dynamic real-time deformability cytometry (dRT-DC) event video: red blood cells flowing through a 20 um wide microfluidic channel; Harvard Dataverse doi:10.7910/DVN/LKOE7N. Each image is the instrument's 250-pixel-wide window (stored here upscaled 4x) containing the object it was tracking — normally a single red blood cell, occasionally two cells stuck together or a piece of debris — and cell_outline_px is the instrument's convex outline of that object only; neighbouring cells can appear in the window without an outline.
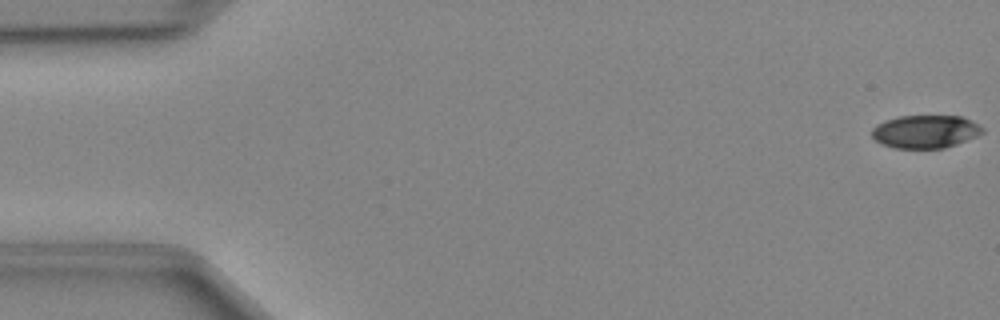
{"species": "Egyptian fruit bat (a non-hibernating species)", "species_latin": "Rousettus aegyptiacus", "temperature_condition": "cold", "stored_images_in_passage": 49, "camera_frame_rate_fps": 3000, "um_per_image_px": 0.085, "animal": {"sex": "female"}, "frame": {"image": 1, "passage_image": 1, "time_ms": 0.0, "image_size_px": [1000, 320], "cell_outline_px": [[984, 132], [976, 136], [956, 144], [944, 148], [892, 148], [880, 144], [872, 136], [872, 128], [876, 124], [884, 120], [900, 116], [960, 116], [972, 120], [984, 128]], "centroid_in_image_um": [78.64, 11.18], "position_along_channel_um": 6.4, "area_um2": 21.39}}
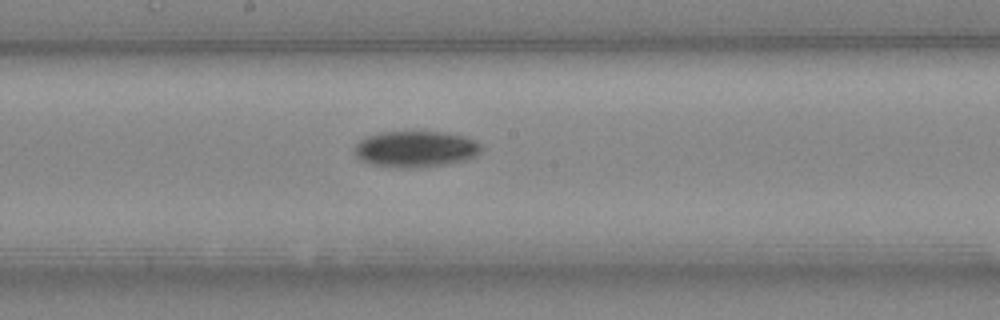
{"frame": {"image": 2, "passage_image": 26, "time_ms": 8.333, "image_size_px": [1000, 320], "cell_outline_px": [[484, 148], [476, 156], [464, 160], [448, 164], [416, 168], [396, 168], [368, 164], [360, 160], [352, 152], [356, 144], [360, 140], [368, 136], [380, 132], [440, 132], [464, 136], [480, 144]], "centroid_in_image_um": [35.29, 12.69], "position_along_channel_um": 212.9, "area_um2": 26.99}}
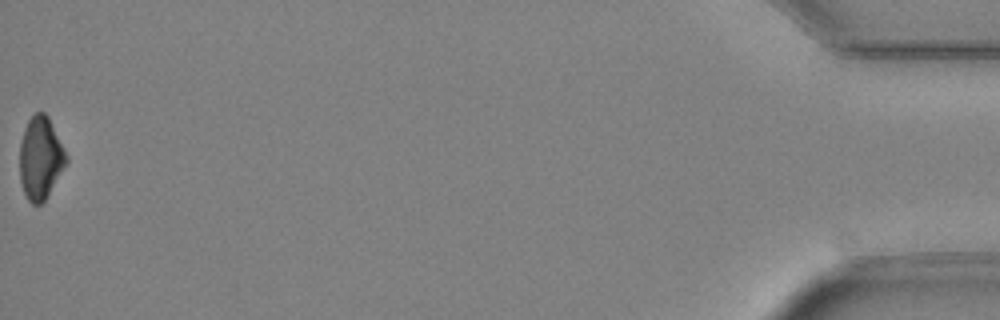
{"frame": {"image": 3, "passage_image": 49, "time_ms": 16.0, "image_size_px": [1000, 320], "cell_outline_px": [[68, 160], [44, 200], [40, 204], [32, 204], [28, 200], [24, 192], [20, 180], [20, 144], [24, 128], [28, 120], [36, 112], [44, 112], [48, 116], [68, 156]], "centroid_in_image_um": [3.43, 13.41], "position_along_channel_um": 431.8, "area_um2": 22.08}}